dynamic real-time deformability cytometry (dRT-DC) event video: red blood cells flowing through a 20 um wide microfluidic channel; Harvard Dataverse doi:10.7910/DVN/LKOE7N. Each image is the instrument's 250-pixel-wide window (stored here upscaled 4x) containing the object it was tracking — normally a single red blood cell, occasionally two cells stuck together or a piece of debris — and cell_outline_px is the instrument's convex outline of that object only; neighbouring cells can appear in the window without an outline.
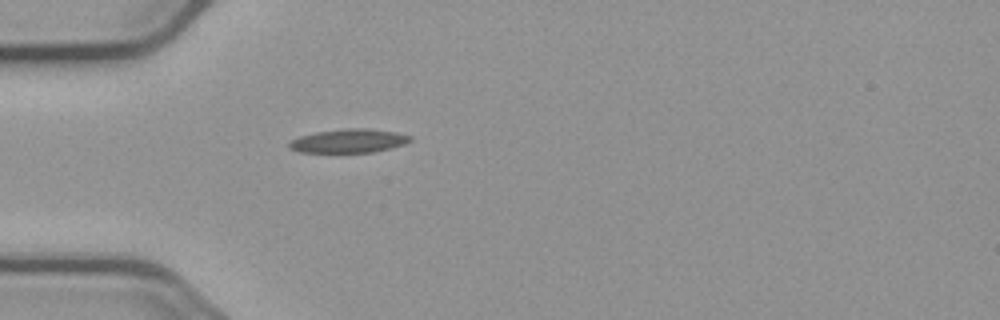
{"species": "common noctule bat (a hibernating species)", "species_latin": "Nyctalus noctula", "temperature_condition": "cold", "stored_images_in_passage": 1, "camera_frame_rate_fps": 3000, "um_per_image_px": 0.085, "animal": {"sex": "male", "body_mass_g": 23.1, "forearm_length_mm": 52.7}, "frame": {"image": 1, "passage_image": 1, "time_ms": 0.0, "image_size_px": [1000, 320], "cell_outline_px": [[412, 140], [404, 144], [392, 148], [372, 152], [300, 152], [288, 148], [288, 144], [292, 140], [300, 136], [316, 132], [352, 128], [364, 128], [396, 132], [412, 136]], "centroid_in_image_um": [29.66, 11.98], "position_along_channel_um": 55.3, "area_um2": 16.59}}